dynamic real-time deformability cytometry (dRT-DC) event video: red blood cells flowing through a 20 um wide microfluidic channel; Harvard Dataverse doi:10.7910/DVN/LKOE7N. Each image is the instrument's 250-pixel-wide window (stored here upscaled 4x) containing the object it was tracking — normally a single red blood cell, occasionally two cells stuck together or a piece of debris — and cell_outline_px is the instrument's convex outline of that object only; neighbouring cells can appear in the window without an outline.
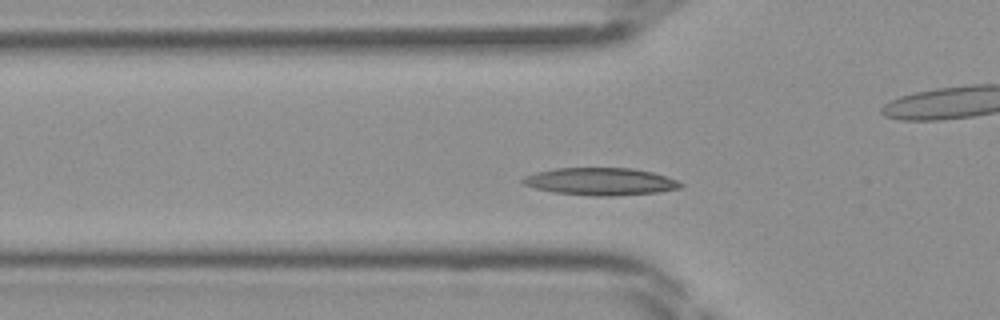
{"species": "Egyptian fruit bat (a non-hibernating species)", "species_latin": "Rousettus aegyptiacus", "temperature_condition": "room temperature", "stored_images_in_passage": 40, "camera_frame_rate_fps": 3000, "um_per_image_px": 0.085, "frame": {"image": 1, "passage_image": 9, "time_ms": 2.667, "image_size_px": [1000, 320], "cell_outline_px": [[684, 188], [656, 192], [616, 196], [592, 196], [552, 192], [536, 188], [524, 184], [520, 180], [524, 176], [536, 172], [556, 168], [632, 168], [652, 172], [676, 180], [684, 184]], "centroid_in_image_um": [51.04, 15.43], "position_along_channel_um": 74.8, "area_um2": 25.26}}
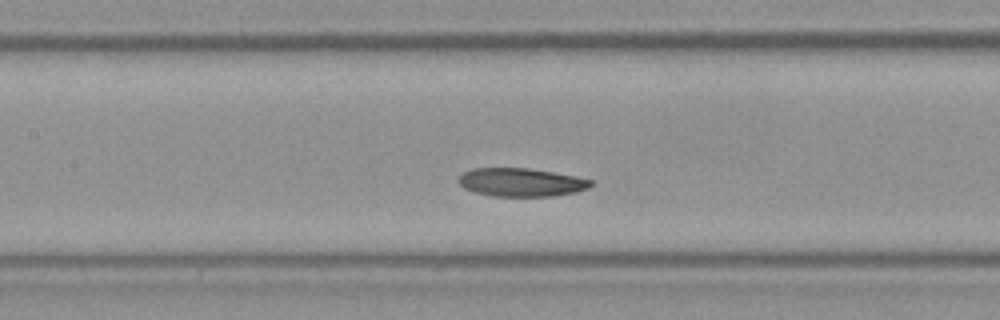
{"frame": {"image": 2, "passage_image": 15, "time_ms": 4.667, "image_size_px": [1000, 320], "cell_outline_px": [[592, 184], [588, 188], [576, 192], [552, 196], [492, 196], [476, 192], [464, 188], [456, 180], [464, 172], [472, 168], [528, 168], [576, 176], [592, 180]], "centroid_in_image_um": [44.29, 15.49], "position_along_channel_um": 163.1, "area_um2": 21.79}}
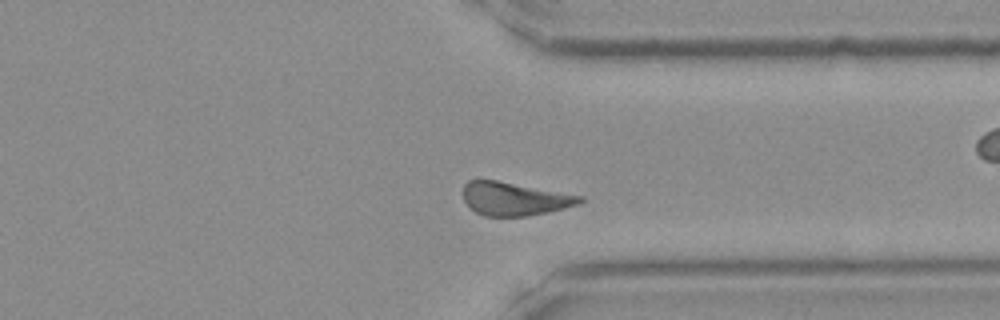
{"frame": {"image": 3, "passage_image": 29, "time_ms": 9.333, "image_size_px": [1000, 320], "cell_outline_px": [[584, 200], [580, 204], [548, 212], [528, 216], [484, 216], [476, 212], [464, 200], [464, 184], [468, 180], [496, 180], [584, 196]], "centroid_in_image_um": [43.76, 16.9], "position_along_channel_um": 367.6, "area_um2": 22.54}}